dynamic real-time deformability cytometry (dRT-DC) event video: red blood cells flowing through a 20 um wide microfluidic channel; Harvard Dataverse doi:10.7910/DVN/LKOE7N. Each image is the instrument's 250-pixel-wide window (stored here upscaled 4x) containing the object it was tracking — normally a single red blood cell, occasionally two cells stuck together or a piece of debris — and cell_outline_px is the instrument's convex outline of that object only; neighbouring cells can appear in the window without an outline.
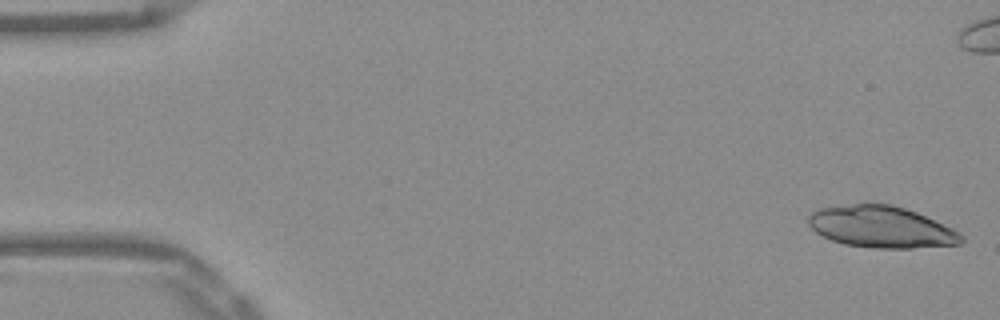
{"species": "Egyptian fruit bat (a non-hibernating species)", "species_latin": "Rousettus aegyptiacus", "temperature_condition": "warm", "stored_images_in_passage": 15, "camera_frame_rate_fps": 3000, "um_per_image_px": 0.085, "frame": {"image": 1, "passage_image": 1, "time_ms": 0.0, "image_size_px": [1000, 320], "cell_outline_px": [[964, 240], [960, 244], [912, 248], [872, 248], [844, 244], [832, 240], [816, 232], [808, 224], [808, 212], [820, 208], [852, 204], [892, 204], [916, 212], [952, 228], [960, 232], [964, 236]], "centroid_in_image_um": [74.9, 19.29], "position_along_channel_um": 10.1, "area_um2": 37.05}}